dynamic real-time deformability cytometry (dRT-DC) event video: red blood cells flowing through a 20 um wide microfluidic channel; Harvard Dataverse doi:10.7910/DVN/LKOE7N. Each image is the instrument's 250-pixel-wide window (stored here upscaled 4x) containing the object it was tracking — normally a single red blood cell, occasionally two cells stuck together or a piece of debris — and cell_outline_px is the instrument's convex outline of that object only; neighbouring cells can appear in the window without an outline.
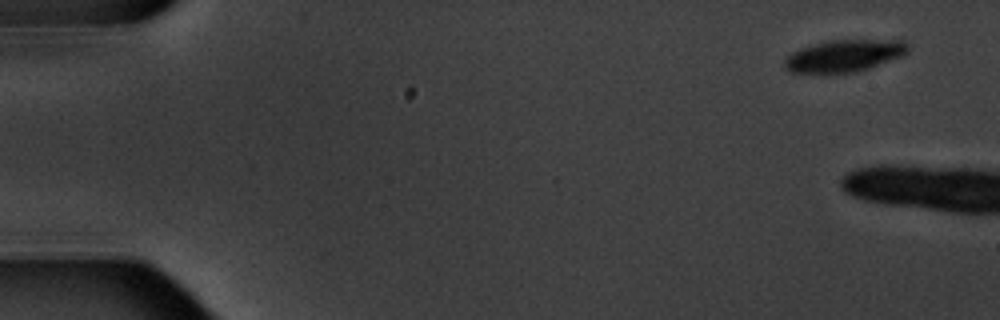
{"species": "common noctule bat (a hibernating species)", "species_latin": "Nyctalus noctula", "temperature_condition": "warm", "stored_images_in_passage": 2, "camera_frame_rate_fps": 3000, "um_per_image_px": 0.085, "animal": {"sex": "male", "body_mass_g": 20.1, "forearm_length_mm": 53.5}, "frame": {"image": 1, "passage_image": 1, "time_ms": 0.0, "image_size_px": [1000, 320], "cell_outline_px": [[908, 52], [900, 56], [868, 68], [856, 72], [792, 72], [784, 68], [784, 60], [792, 52], [800, 48], [812, 44], [832, 40], [904, 40], [908, 44]], "centroid_in_image_um": [71.75, 4.72], "position_along_channel_um": 13.3, "area_um2": 22.66}}